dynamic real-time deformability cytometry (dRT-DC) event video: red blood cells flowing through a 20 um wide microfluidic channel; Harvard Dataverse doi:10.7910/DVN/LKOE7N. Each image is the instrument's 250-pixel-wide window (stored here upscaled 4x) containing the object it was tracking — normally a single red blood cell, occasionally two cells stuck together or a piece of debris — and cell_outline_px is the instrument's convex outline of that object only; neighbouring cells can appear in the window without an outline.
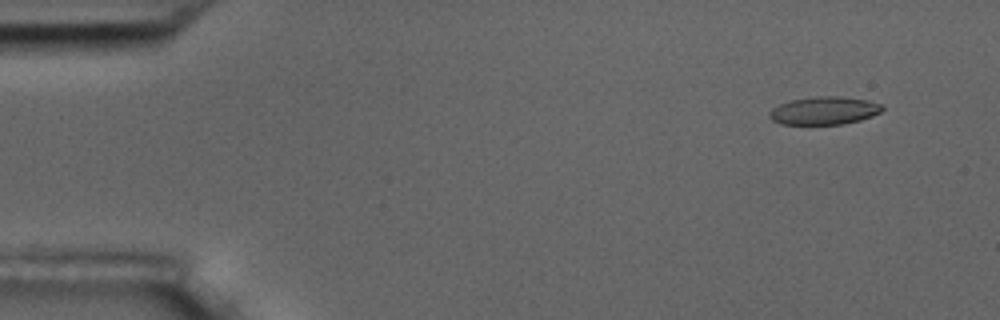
{"species": "common noctule bat (a hibernating species)", "species_latin": "Nyctalus noctula", "temperature_condition": "room temperature", "stored_images_in_passage": 8, "camera_frame_rate_fps": 3000, "um_per_image_px": 0.085, "animal": {"sex": "male", "body_mass_g": 17.5, "forearm_length_mm": 52.3}, "frame": {"image": 1, "passage_image": 2, "time_ms": 1.0, "image_size_px": [1000, 320], "cell_outline_px": [[884, 108], [880, 112], [872, 116], [860, 120], [844, 124], [780, 124], [772, 120], [768, 116], [768, 112], [772, 108], [780, 104], [792, 100], [816, 96], [840, 96], [868, 100], [884, 104]], "centroid_in_image_um": [70.07, 9.4], "position_along_channel_um": 14.9, "area_um2": 18.5}}
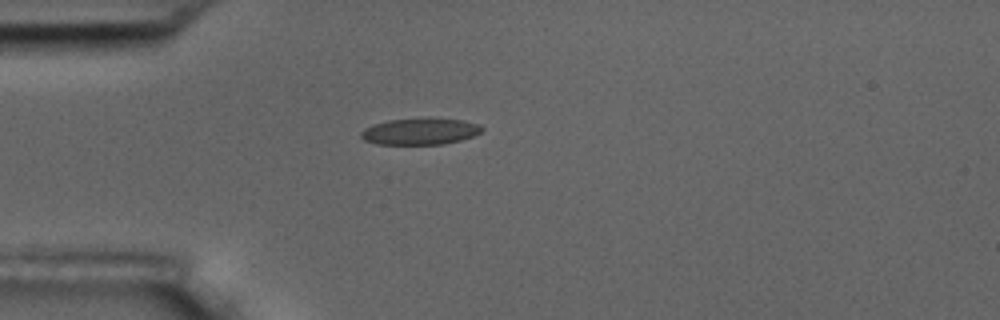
{"frame": {"image": 2, "passage_image": 5, "time_ms": 4.667, "image_size_px": [1000, 320], "cell_outline_px": [[484, 128], [480, 132], [472, 136], [460, 140], [444, 144], [376, 144], [364, 140], [360, 136], [360, 132], [364, 128], [372, 124], [388, 120], [460, 120], [480, 124]], "centroid_in_image_um": [35.66, 11.2], "position_along_channel_um": 49.3, "area_um2": 18.09}}